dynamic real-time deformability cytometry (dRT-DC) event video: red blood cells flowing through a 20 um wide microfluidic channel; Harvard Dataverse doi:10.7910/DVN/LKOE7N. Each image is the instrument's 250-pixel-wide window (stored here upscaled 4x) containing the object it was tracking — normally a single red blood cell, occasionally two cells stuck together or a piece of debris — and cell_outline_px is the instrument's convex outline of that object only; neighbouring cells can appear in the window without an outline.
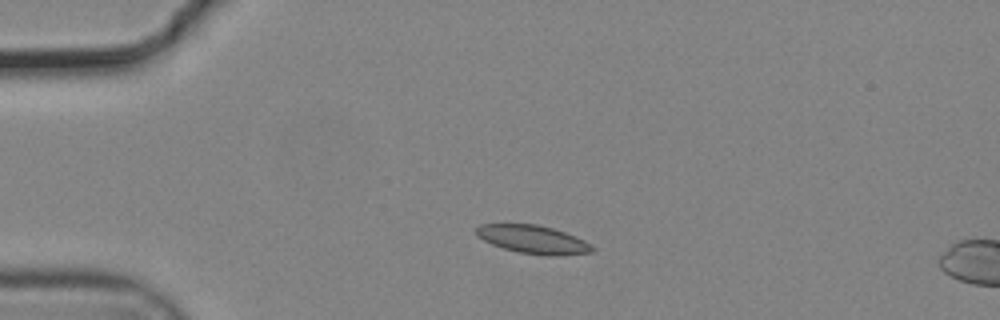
{"species": "common noctule bat (a hibernating species)", "species_latin": "Nyctalus noctula", "temperature_condition": "cold", "stored_images_in_passage": 14, "camera_frame_rate_fps": 3000, "um_per_image_px": 0.085, "animal": {"sex": "male", "body_mass_g": 19.2, "forearm_length_mm": 51.8}, "frame": {"image": 1, "passage_image": 10, "time_ms": 3.0, "image_size_px": [1000, 320], "cell_outline_px": [[596, 248], [592, 252], [556, 256], [548, 256], [520, 252], [504, 248], [492, 244], [476, 236], [476, 228], [480, 224], [536, 224], [552, 228], [564, 232], [584, 240]], "centroid_in_image_um": [45.31, 20.35], "position_along_channel_um": 39.7, "area_um2": 18.96}}